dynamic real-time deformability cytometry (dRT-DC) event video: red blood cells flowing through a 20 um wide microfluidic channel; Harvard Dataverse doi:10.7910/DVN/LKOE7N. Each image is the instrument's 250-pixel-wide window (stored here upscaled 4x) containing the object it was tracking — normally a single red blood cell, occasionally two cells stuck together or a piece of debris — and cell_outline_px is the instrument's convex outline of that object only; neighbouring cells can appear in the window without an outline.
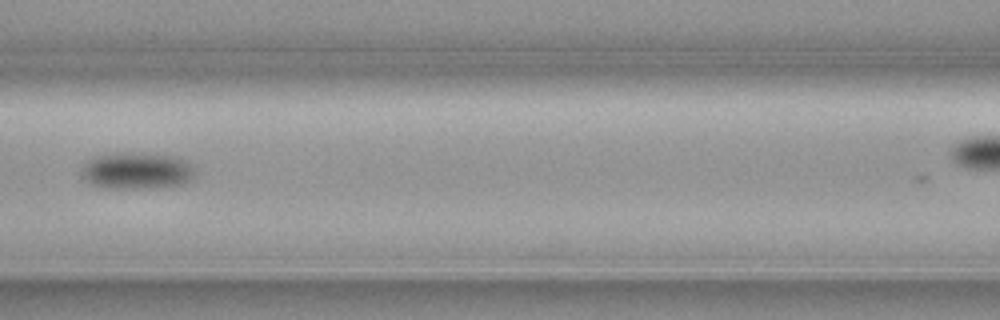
{"species": "common noctule bat (a hibernating species)", "species_latin": "Nyctalus noctula", "temperature_condition": "cold", "stored_images_in_passage": 8, "camera_frame_rate_fps": 3000, "um_per_image_px": 0.085, "animal": {"sex": "female", "body_mass_g": 19.3, "forearm_length_mm": 54.1}, "frame": {"image": 1, "passage_image": 4, "time_ms": 1.0, "image_size_px": [1000, 320], "cell_outline_px": [[192, 176], [188, 180], [180, 184], [152, 188], [104, 188], [92, 184], [84, 180], [80, 176], [80, 172], [84, 164], [88, 160], [96, 156], [116, 152], [140, 152], [176, 156], [184, 160], [192, 168]], "centroid_in_image_um": [11.53, 14.49], "position_along_channel_um": 155.1, "area_um2": 24.33}}